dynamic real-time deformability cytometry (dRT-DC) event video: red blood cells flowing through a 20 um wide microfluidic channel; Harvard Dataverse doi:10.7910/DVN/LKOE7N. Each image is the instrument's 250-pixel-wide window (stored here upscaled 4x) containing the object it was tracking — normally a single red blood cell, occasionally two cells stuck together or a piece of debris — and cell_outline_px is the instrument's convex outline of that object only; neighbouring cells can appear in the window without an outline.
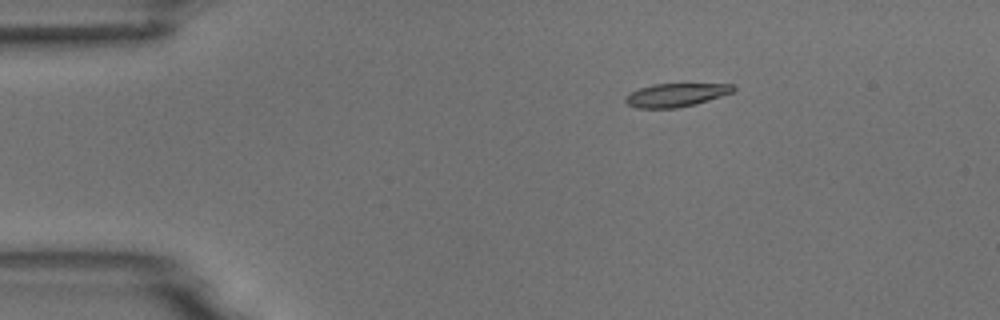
{"species": "common noctule bat (a hibernating species)", "species_latin": "Nyctalus noctula", "temperature_condition": "room temperature", "stored_images_in_passage": 5, "camera_frame_rate_fps": 3000, "um_per_image_px": 0.085, "animal": {"sex": "male", "body_mass_g": 18.8}, "frame": {"image": 1, "passage_image": 3, "time_ms": 0.667, "image_size_px": [1000, 320], "cell_outline_px": [[736, 88], [732, 92], [696, 104], [676, 108], [636, 108], [628, 104], [624, 100], [632, 92], [640, 88], [652, 84], [732, 84]], "centroid_in_image_um": [57.46, 8.07], "position_along_channel_um": 27.5, "area_um2": 14.45}}
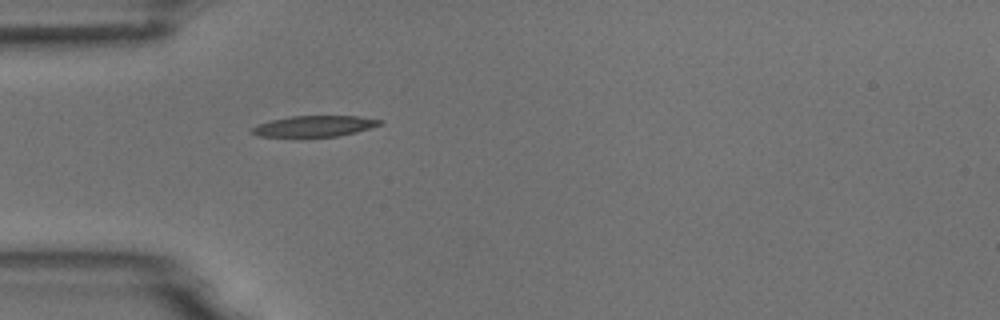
{"frame": {"image": 2, "passage_image": 5, "time_ms": 1.333, "image_size_px": [1000, 320], "cell_outline_px": [[380, 124], [356, 132], [336, 136], [300, 140], [260, 136], [252, 132], [252, 128], [256, 124], [272, 120], [292, 116], [360, 116], [380, 120]], "centroid_in_image_um": [26.61, 10.77], "position_along_channel_um": 58.4, "area_um2": 16.24}}